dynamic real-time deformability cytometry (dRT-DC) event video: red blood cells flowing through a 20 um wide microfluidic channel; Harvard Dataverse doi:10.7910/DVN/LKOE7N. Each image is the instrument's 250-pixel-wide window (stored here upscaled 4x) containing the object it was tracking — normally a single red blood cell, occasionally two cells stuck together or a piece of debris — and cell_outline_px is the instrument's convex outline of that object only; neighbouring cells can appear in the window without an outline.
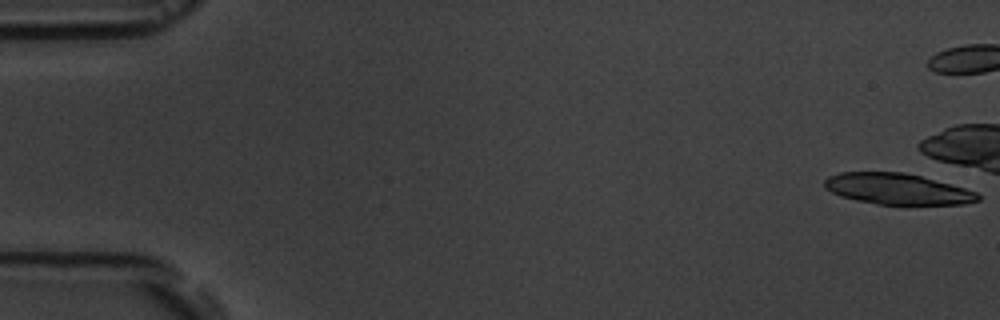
{"species": "common noctule bat (a hibernating species)", "species_latin": "Nyctalus noctula", "temperature_condition": "room temperature", "stored_images_in_passage": 14, "camera_frame_rate_fps": 3000, "um_per_image_px": 0.085, "animal": {"sex": "male", "body_mass_g": 19.5, "forearm_length_mm": 54.6}, "frame": {"image": 1, "passage_image": 1, "time_ms": 0.0, "image_size_px": [1000, 320], "cell_outline_px": [[980, 200], [964, 204], [876, 204], [856, 200], [840, 196], [824, 188], [824, 180], [828, 176], [840, 172], [904, 172], [920, 176], [964, 188], [976, 192], [980, 196]], "centroid_in_image_um": [76.23, 16.06], "position_along_channel_um": 8.8, "area_um2": 27.51}}